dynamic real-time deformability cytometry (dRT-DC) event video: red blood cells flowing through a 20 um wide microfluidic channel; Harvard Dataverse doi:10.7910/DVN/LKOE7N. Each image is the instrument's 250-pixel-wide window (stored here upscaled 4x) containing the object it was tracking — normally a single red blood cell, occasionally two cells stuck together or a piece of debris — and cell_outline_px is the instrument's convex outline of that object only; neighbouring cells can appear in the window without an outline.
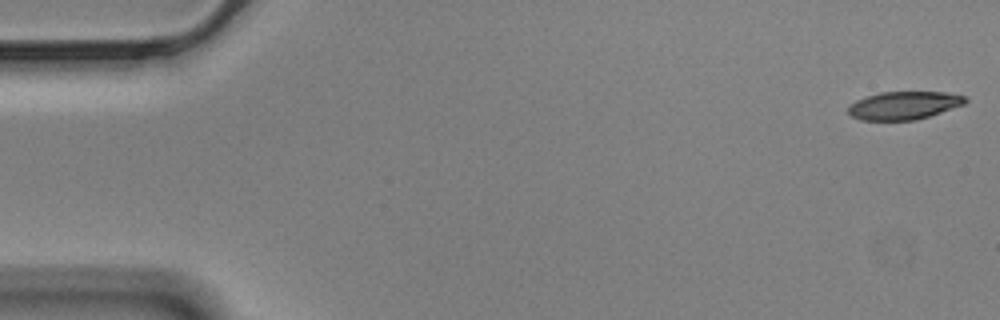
{"species": "Egyptian fruit bat (a non-hibernating species)", "species_latin": "Rousettus aegyptiacus", "temperature_condition": "cold", "stored_images_in_passage": 58, "camera_frame_rate_fps": 3000, "um_per_image_px": 0.085, "animal": {"sex": "male"}, "frame": {"image": 1, "passage_image": 1, "time_ms": 0.0, "image_size_px": [1000, 320], "cell_outline_px": [[968, 100], [964, 104], [916, 120], [860, 120], [852, 116], [848, 112], [848, 104], [856, 100], [880, 92], [944, 92], [968, 96]], "centroid_in_image_um": [76.82, 8.95], "position_along_channel_um": 8.2, "area_um2": 19.07}}
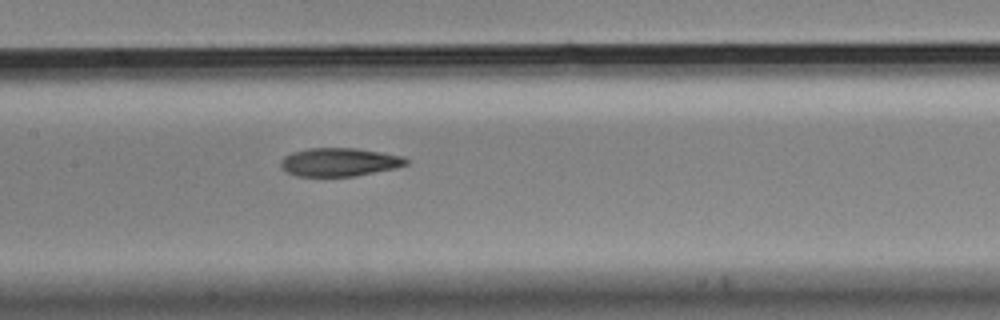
{"frame": {"image": 2, "passage_image": 27, "time_ms": 8.667, "image_size_px": [1000, 320], "cell_outline_px": [[408, 164], [396, 168], [356, 176], [296, 176], [280, 168], [280, 160], [284, 156], [292, 152], [308, 148], [356, 148], [404, 156], [408, 160]], "centroid_in_image_um": [28.84, 13.78], "position_along_channel_um": 178.6, "area_um2": 20.87}}
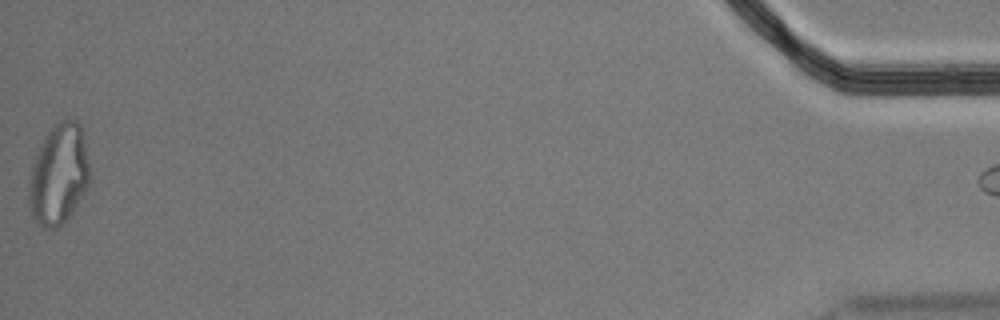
{"frame": {"image": 3, "passage_image": 57, "time_ms": 18.667, "image_size_px": [1000, 320], "cell_outline_px": [[92, 180], [88, 188], [72, 212], [56, 228], [44, 228], [36, 224], [32, 216], [28, 204], [28, 180], [32, 164], [40, 144], [44, 136], [60, 120], [76, 120], [80, 124]], "centroid_in_image_um": [4.97, 14.86], "position_along_channel_um": 430.2, "area_um2": 35.84}}